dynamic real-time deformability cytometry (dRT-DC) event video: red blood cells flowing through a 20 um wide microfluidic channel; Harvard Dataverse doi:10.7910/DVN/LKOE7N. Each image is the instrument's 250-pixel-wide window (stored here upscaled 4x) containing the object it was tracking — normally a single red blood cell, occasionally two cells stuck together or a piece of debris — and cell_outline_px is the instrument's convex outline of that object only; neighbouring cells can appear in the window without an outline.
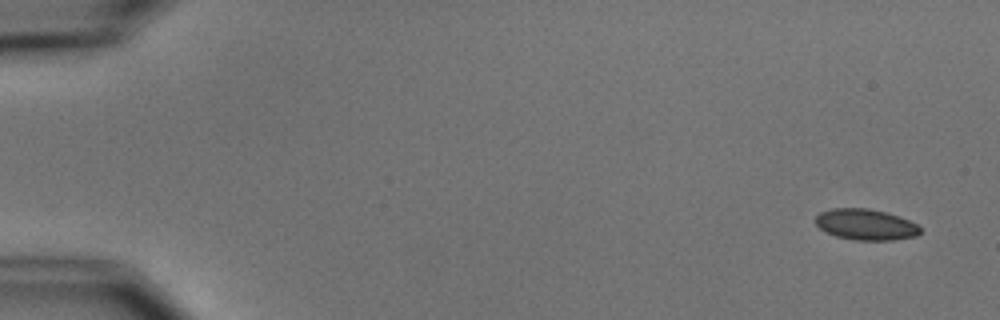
{"species": "common noctule bat (a hibernating species)", "species_latin": "Nyctalus noctula", "temperature_condition": "cold", "stored_images_in_passage": 5, "camera_frame_rate_fps": 3000, "um_per_image_px": 0.085, "animal": {"sex": "male", "body_mass_g": 15.6}, "frame": {"image": 1, "passage_image": 1, "time_ms": 0.0, "image_size_px": [1000, 320], "cell_outline_px": [[920, 232], [916, 236], [892, 240], [856, 240], [836, 236], [820, 228], [816, 224], [816, 216], [820, 212], [832, 208], [868, 208], [884, 212], [908, 220], [916, 224], [920, 228]], "centroid_in_image_um": [73.57, 19.08], "position_along_channel_um": 11.4, "area_um2": 18.61}}
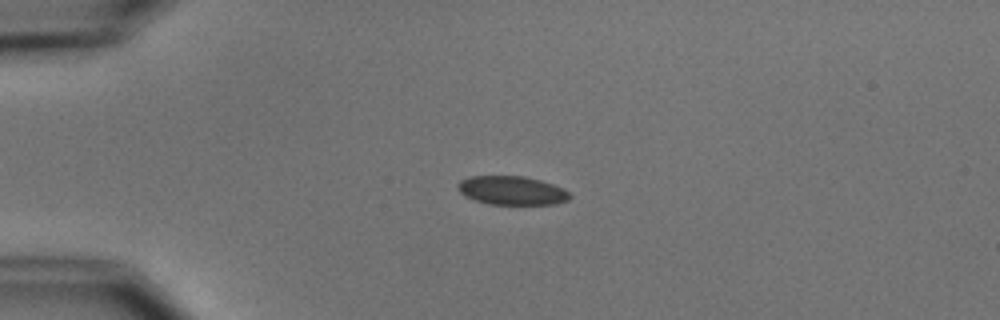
{"frame": {"image": 2, "passage_image": 4, "time_ms": 3.667, "image_size_px": [1000, 320], "cell_outline_px": [[572, 196], [568, 200], [556, 204], [488, 204], [464, 196], [460, 192], [456, 184], [460, 180], [468, 176], [524, 176], [540, 180], [564, 188]], "centroid_in_image_um": [43.5, 16.19], "position_along_channel_um": 41.5, "area_um2": 18.84}}